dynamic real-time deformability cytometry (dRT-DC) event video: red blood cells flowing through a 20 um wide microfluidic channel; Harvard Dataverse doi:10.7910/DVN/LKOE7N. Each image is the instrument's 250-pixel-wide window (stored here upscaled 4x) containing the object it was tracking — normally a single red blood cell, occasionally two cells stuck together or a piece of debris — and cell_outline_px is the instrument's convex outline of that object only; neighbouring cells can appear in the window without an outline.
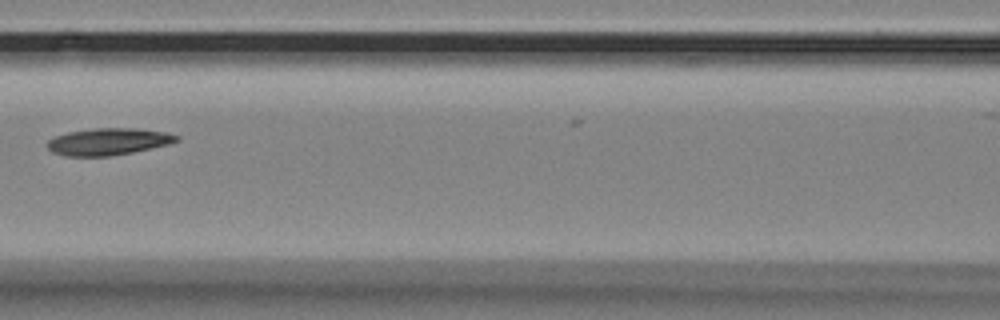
{"species": "Egyptian fruit bat (a non-hibernating species)", "species_latin": "Rousettus aegyptiacus", "temperature_condition": "room temperature", "stored_images_in_passage": 9, "camera_frame_rate_fps": 3000, "um_per_image_px": 0.085, "animal": {"sex": "female"}, "frame": {"image": 1, "passage_image": 6, "time_ms": 1.667, "image_size_px": [1000, 320], "cell_outline_px": [[180, 140], [168, 144], [132, 152], [112, 156], [64, 156], [52, 152], [44, 144], [48, 140], [56, 136], [68, 132], [96, 128], [136, 128], [168, 132], [180, 136]], "centroid_in_image_um": [9.2, 12.03], "position_along_channel_um": 157.4, "area_um2": 20.4}}
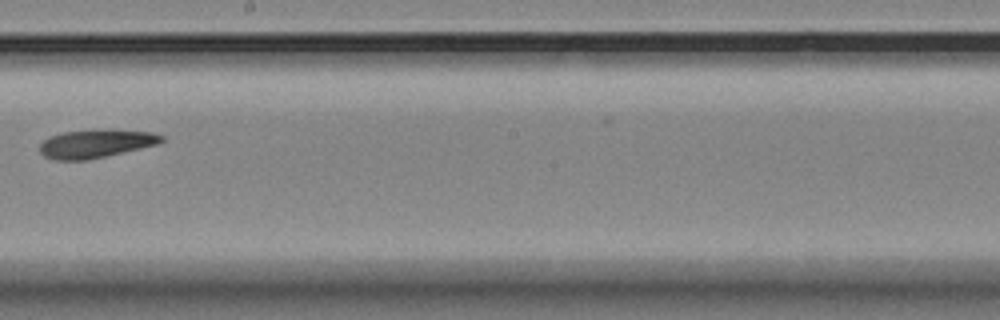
{"frame": {"image": 2, "passage_image": 8, "time_ms": 2.333, "image_size_px": [1000, 320], "cell_outline_px": [[164, 140], [156, 144], [88, 160], [56, 160], [44, 156], [40, 152], [40, 144], [48, 136], [64, 132], [152, 132], [164, 136]], "centroid_in_image_um": [8.06, 12.26], "position_along_channel_um": 240.1, "area_um2": 18.9}}
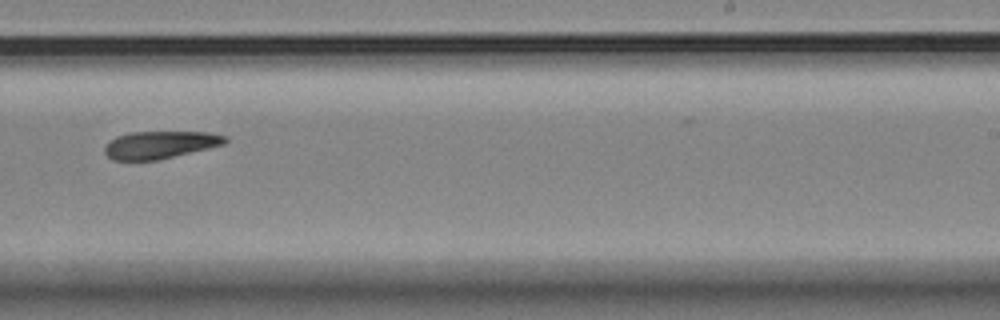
{"frame": {"image": 3, "passage_image": 9, "time_ms": 2.667, "image_size_px": [1000, 320], "cell_outline_px": [[228, 140], [224, 144], [208, 148], [156, 160], [112, 160], [104, 152], [104, 144], [108, 140], [116, 136], [128, 132], [208, 132], [228, 136]], "centroid_in_image_um": [13.56, 12.29], "position_along_channel_um": 275.4, "area_um2": 19.36}}